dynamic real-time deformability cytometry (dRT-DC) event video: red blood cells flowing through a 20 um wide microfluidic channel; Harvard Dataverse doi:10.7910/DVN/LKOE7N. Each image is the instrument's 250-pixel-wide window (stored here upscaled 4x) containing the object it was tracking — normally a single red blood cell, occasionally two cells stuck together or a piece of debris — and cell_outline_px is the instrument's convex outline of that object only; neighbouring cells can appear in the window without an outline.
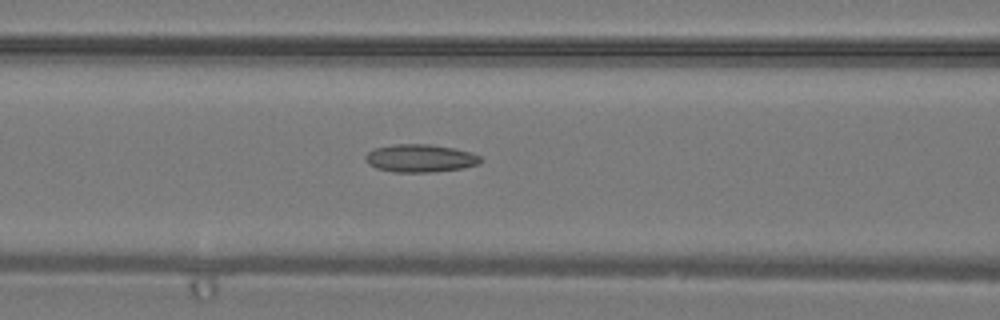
{"species": "common noctule bat (a hibernating species)", "species_latin": "Nyctalus noctula", "temperature_condition": "warm", "stored_images_in_passage": 21, "camera_frame_rate_fps": 3000, "um_per_image_px": 0.085, "animal": {"sex": "male", "body_mass_g": 19.2, "forearm_length_mm": 51.8}, "frame": {"image": 1, "passage_image": 8, "time_ms": 2.333, "image_size_px": [1000, 320], "cell_outline_px": [[484, 160], [480, 164], [464, 168], [432, 172], [396, 172], [376, 168], [368, 164], [364, 156], [368, 152], [376, 148], [392, 144], [432, 144], [472, 152], [480, 156]], "centroid_in_image_um": [35.76, 13.45], "position_along_channel_um": 130.8, "area_um2": 18.84}}
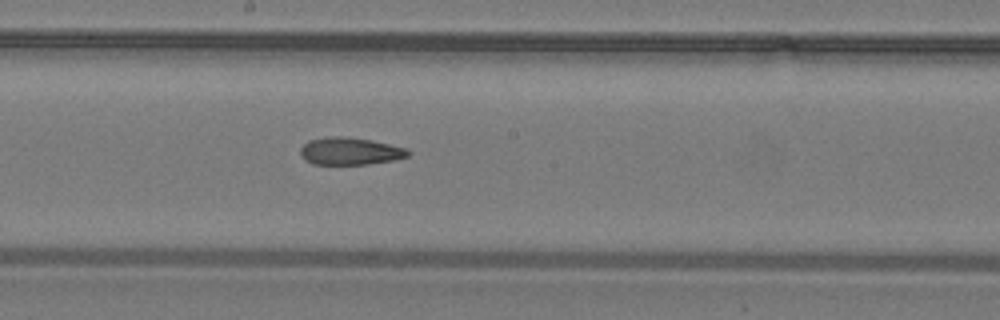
{"frame": {"image": 2, "passage_image": 13, "time_ms": 4.0, "image_size_px": [1000, 320], "cell_outline_px": [[412, 152], [408, 156], [392, 160], [368, 164], [312, 164], [304, 160], [300, 152], [300, 148], [308, 140], [324, 136], [340, 136], [372, 140], [408, 148]], "centroid_in_image_um": [29.74, 12.84], "position_along_channel_um": 218.5, "area_um2": 17.34}}
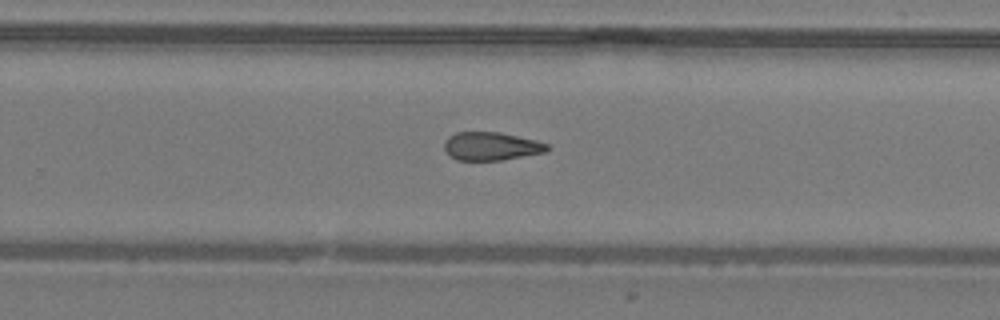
{"frame": {"image": 3, "passage_image": 17, "time_ms": 5.333, "image_size_px": [1000, 320], "cell_outline_px": [[552, 148], [544, 152], [500, 160], [456, 160], [444, 148], [444, 140], [448, 136], [456, 132], [500, 132], [536, 140], [548, 144]], "centroid_in_image_um": [41.75, 12.41], "position_along_channel_um": 288.0, "area_um2": 16.88}}